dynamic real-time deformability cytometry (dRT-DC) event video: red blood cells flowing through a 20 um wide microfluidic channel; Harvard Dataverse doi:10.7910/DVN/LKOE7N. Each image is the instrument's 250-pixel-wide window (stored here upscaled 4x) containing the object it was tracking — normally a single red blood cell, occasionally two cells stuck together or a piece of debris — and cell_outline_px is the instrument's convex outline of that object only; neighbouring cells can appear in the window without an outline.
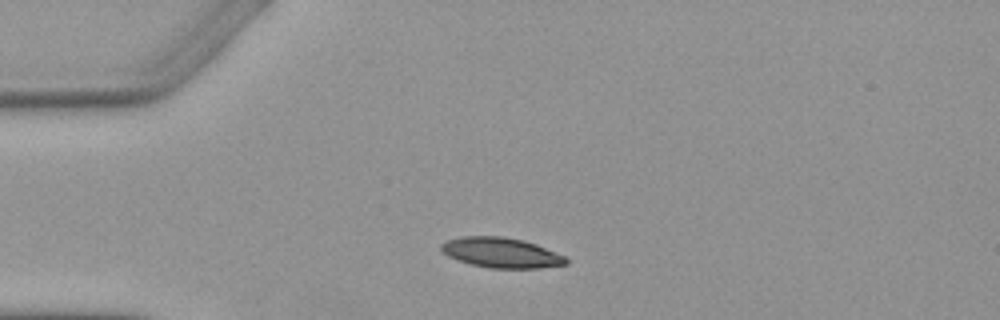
{"species": "Egyptian fruit bat (a non-hibernating species)", "species_latin": "Rousettus aegyptiacus", "temperature_condition": "warm", "stored_images_in_passage": 4, "camera_frame_rate_fps": 3000, "um_per_image_px": 0.085, "animal": {"sex": "female"}, "frame": {"image": 1, "passage_image": 3, "time_ms": 2.333, "image_size_px": [1000, 320], "cell_outline_px": [[568, 264], [540, 268], [488, 268], [472, 264], [448, 256], [440, 252], [440, 244], [448, 240], [460, 236], [504, 236], [524, 240], [536, 244], [564, 256], [568, 260]], "centroid_in_image_um": [42.58, 21.47], "position_along_channel_um": 42.4, "area_um2": 21.96}}